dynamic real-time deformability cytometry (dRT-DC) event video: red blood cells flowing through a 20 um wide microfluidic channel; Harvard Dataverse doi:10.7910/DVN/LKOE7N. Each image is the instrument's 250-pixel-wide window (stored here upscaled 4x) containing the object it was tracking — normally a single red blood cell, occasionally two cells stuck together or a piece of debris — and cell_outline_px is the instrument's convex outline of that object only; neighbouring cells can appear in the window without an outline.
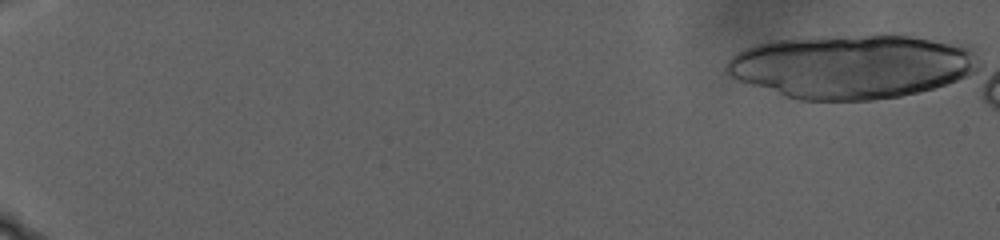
{"species": "human", "species_latin": "Homo sapiens", "temperature_condition": "warm", "stored_images_in_passage": 4, "camera_frame_rate_fps": 3000, "um_per_image_px": 0.085, "donor": {"sex": "male"}, "frame": {"image": 1, "passage_image": 3, "time_ms": 0.667, "image_size_px": [1000, 240], "cell_outline_px": [[964, 68], [952, 80], [928, 88], [912, 92], [892, 96], [848, 100], [844, 100], [744, 56], [748, 52], [760, 48], [780, 44], [832, 40], [920, 40], [940, 44], [952, 48], [960, 52]], "centroid_in_image_um": [73.43, 5.58], "position_along_channel_um": 11.6, "area_um2": 66.93}}